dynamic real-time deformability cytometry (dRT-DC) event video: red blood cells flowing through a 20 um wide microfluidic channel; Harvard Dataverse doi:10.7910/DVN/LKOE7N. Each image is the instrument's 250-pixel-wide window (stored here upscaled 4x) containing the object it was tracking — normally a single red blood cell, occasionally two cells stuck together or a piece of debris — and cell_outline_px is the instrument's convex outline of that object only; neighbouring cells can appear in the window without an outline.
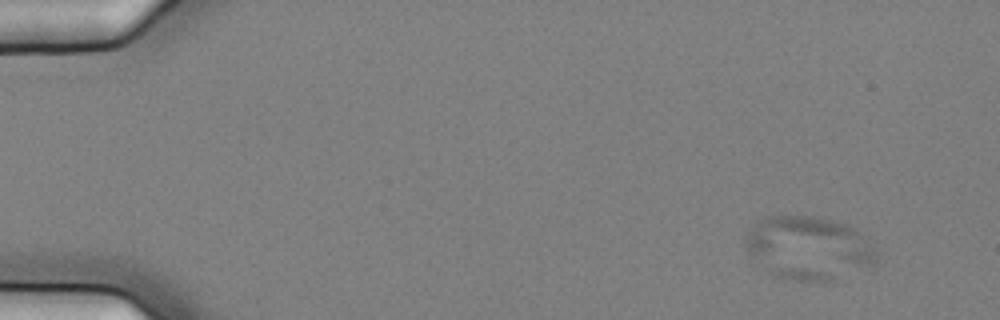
{"species": "common noctule bat (a hibernating species)", "species_latin": "Nyctalus noctula", "temperature_condition": "cold", "stored_images_in_passage": 58, "camera_frame_rate_fps": 3000, "um_per_image_px": 0.085, "animal": {"sex": "female", "body_mass_g": 25.1}, "frame": {"image": 1, "passage_image": 6, "time_ms": 1.667, "image_size_px": [1000, 320], "cell_outline_px": [[876, 260], [872, 264], [836, 280], [792, 280], [772, 276], [748, 252], [744, 240], [744, 236], [756, 220], [764, 216], [812, 216], [832, 220], [848, 224], [856, 228], [876, 252]], "centroid_in_image_um": [68.68, 21.06], "position_along_channel_um": 16.3, "area_um2": 48.21}}
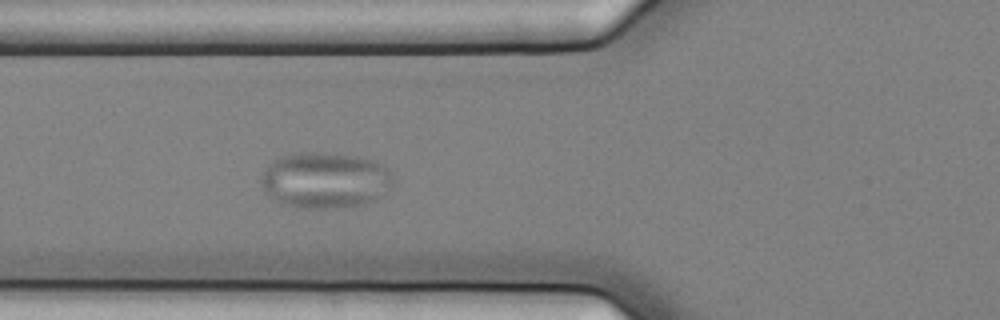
{"frame": {"image": 2, "passage_image": 23, "time_ms": 7.333, "image_size_px": [1000, 320], "cell_outline_px": [[392, 184], [372, 200], [360, 204], [332, 208], [296, 208], [280, 204], [268, 196], [264, 192], [260, 184], [260, 172], [268, 164], [280, 156], [300, 152], [324, 152], [356, 156], [380, 164], [388, 168], [392, 172]], "centroid_in_image_um": [27.51, 15.31], "position_along_channel_um": 98.3, "area_um2": 43.18}}
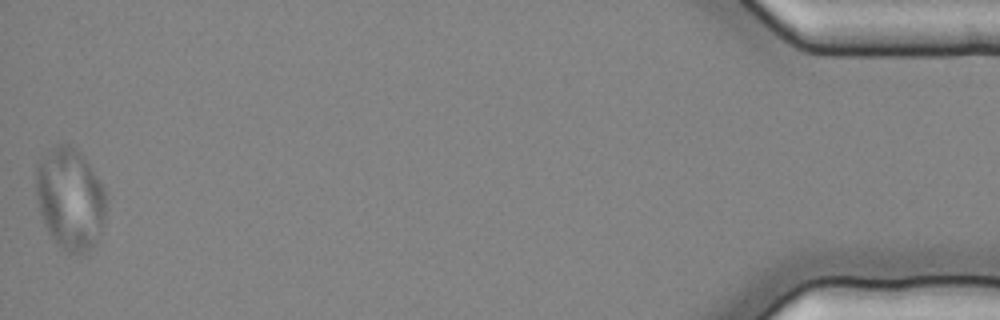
{"frame": {"image": 3, "passage_image": 58, "time_ms": 19.0, "image_size_px": [1000, 320], "cell_outline_px": [[108, 200], [104, 220], [100, 232], [96, 240], [88, 252], [68, 256], [48, 232], [40, 212], [36, 196], [36, 164], [40, 156], [56, 144], [68, 144], [76, 148], [84, 156], [100, 180], [104, 188]], "centroid_in_image_um": [5.96, 16.88], "position_along_channel_um": 429.2, "area_um2": 42.31}}